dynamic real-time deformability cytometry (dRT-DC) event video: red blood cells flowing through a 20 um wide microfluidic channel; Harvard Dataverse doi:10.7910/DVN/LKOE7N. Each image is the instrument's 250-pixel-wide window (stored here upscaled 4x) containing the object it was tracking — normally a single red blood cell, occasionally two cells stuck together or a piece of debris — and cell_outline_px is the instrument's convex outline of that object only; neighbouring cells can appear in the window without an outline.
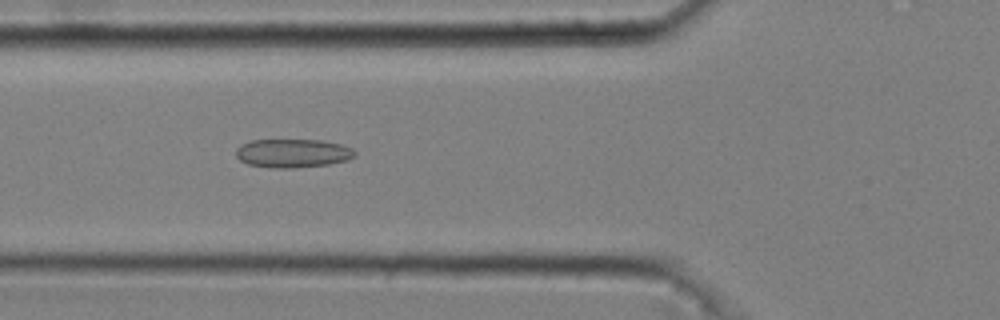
{"species": "common noctule bat (a hibernating species)", "species_latin": "Nyctalus noctula", "temperature_condition": "cold", "stored_images_in_passage": 50, "camera_frame_rate_fps": 3000, "um_per_image_px": 0.085, "animal": {"sex": "male", "body_mass_g": 20.4}, "frame": {"image": 1, "passage_image": 19, "time_ms": 6.0, "image_size_px": [1000, 320], "cell_outline_px": [[356, 152], [348, 160], [328, 164], [292, 168], [272, 168], [248, 164], [240, 160], [236, 156], [236, 148], [240, 144], [248, 140], [324, 140], [340, 144], [352, 148]], "centroid_in_image_um": [24.84, 13.01], "position_along_channel_um": 101.0, "area_um2": 19.88}}
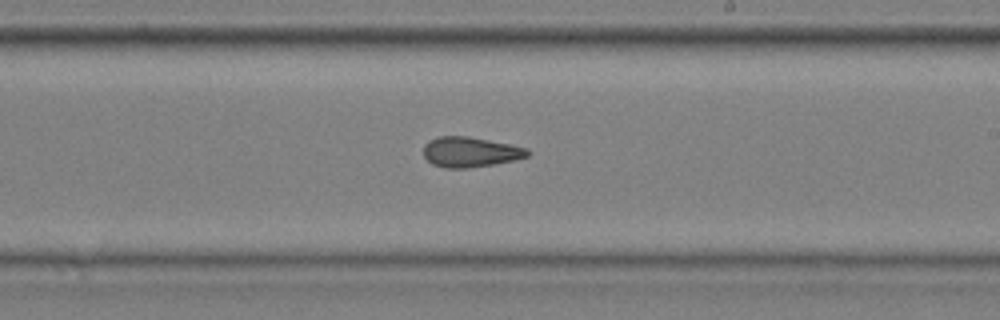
{"frame": {"image": 2, "passage_image": 31, "time_ms": 10.0, "image_size_px": [1000, 320], "cell_outline_px": [[532, 152], [528, 156], [496, 164], [468, 168], [444, 168], [432, 164], [424, 156], [424, 144], [428, 140], [440, 136], [468, 136], [528, 148]], "centroid_in_image_um": [39.96, 12.92], "position_along_channel_um": 249.0, "area_um2": 18.32}}
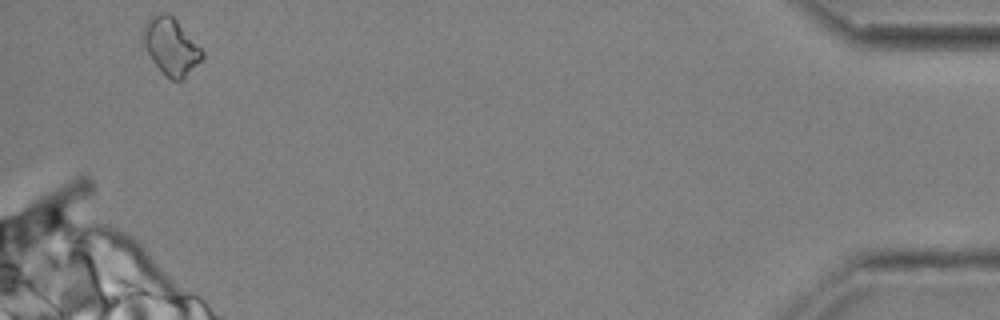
{"frame": {"image": 3, "passage_image": 50, "time_ms": 16.333, "image_size_px": [1000, 320], "cell_outline_px": [[204, 56], [180, 80], [172, 80], [152, 60], [140, 36], [144, 24], [152, 16], [164, 12], [168, 12], [176, 20], [204, 52]], "centroid_in_image_um": [14.49, 3.89], "position_along_channel_um": 420.7, "area_um2": 18.9}, "authors_computed_cell_mechanics": {"area_um2": 18.6405, "velocity_mm_per_s": 3.7024, "shape_relaxation_time_tau1_ms": 9.2203, "shape_relaxation_time_tau2_ms": 2.3616, "deformation_change_tau1": 0.1549, "deformation_change_tau2": 0.0942}}